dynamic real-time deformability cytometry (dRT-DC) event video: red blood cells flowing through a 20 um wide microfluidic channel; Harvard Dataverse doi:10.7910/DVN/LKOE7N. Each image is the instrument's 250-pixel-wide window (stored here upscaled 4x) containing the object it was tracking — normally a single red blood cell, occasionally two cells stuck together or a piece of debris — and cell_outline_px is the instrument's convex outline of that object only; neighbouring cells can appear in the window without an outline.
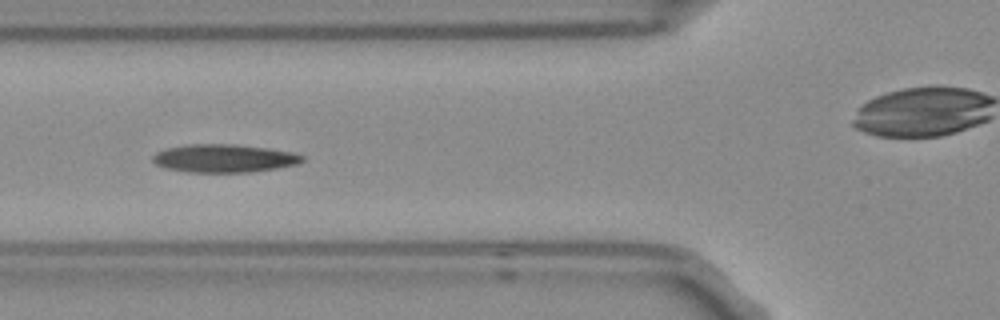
{"species": "Egyptian fruit bat (a non-hibernating species)", "species_latin": "Rousettus aegyptiacus", "temperature_condition": "room temperature", "stored_images_in_passage": 10, "camera_frame_rate_fps": 3000, "um_per_image_px": 0.085, "frame": {"image": 1, "passage_image": 4, "time_ms": 1.0, "image_size_px": [1000, 320], "cell_outline_px": [[304, 160], [296, 164], [276, 168], [252, 172], [188, 172], [168, 168], [156, 164], [152, 160], [152, 156], [156, 152], [168, 148], [188, 144], [232, 144], [268, 148], [292, 152], [304, 156]], "centroid_in_image_um": [19.05, 13.45], "position_along_channel_um": 106.8, "area_um2": 24.33}}